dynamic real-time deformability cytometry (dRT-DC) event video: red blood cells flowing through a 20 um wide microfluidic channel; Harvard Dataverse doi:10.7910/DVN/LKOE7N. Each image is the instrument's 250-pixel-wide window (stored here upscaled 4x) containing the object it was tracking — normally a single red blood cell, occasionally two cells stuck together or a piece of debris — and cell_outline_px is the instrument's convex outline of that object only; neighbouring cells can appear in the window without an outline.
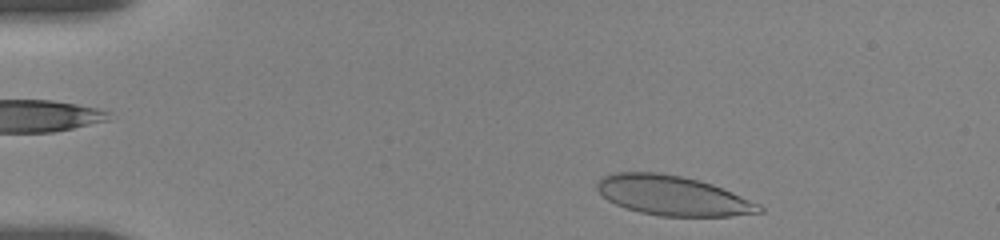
{"species": "human", "species_latin": "Homo sapiens", "temperature_condition": "room temperature", "stored_images_in_passage": 83, "camera_frame_rate_fps": 3000, "um_per_image_px": 0.085, "donor": {"sex": "female"}, "frame": {"image": 1, "passage_image": 5, "time_ms": 0.667, "image_size_px": [1000, 240], "cell_outline_px": [[764, 212], [732, 216], [660, 216], [640, 212], [624, 208], [608, 200], [596, 188], [596, 184], [604, 176], [616, 172], [660, 172], [700, 180], [712, 184], [732, 192], [760, 204], [764, 208]], "centroid_in_image_um": [57.2, 16.63], "position_along_channel_um": 27.8, "area_um2": 37.45}}
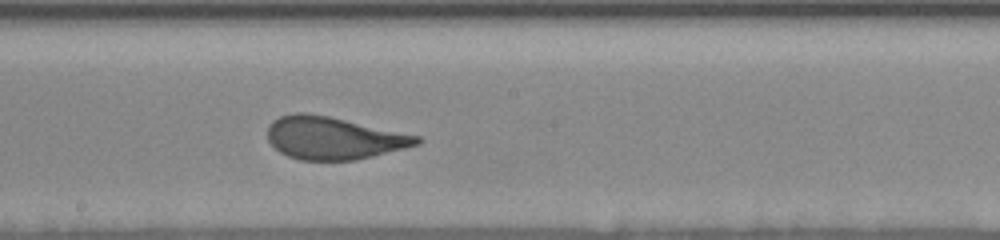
{"frame": {"image": 2, "passage_image": 55, "time_ms": 8.0, "image_size_px": [1000, 240], "cell_outline_px": [[424, 140], [420, 144], [356, 160], [300, 160], [288, 156], [280, 152], [268, 140], [268, 124], [272, 120], [280, 116], [296, 112], [304, 112], [328, 116], [420, 136]], "centroid_in_image_um": [28.34, 11.73], "position_along_channel_um": 219.9, "area_um2": 36.88}}
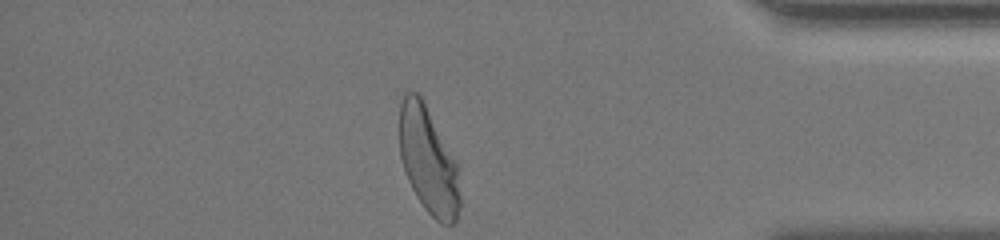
{"frame": {"image": 3, "passage_image": 81, "time_ms": 13.667, "image_size_px": [1000, 240], "cell_outline_px": [[460, 204], [456, 224], [440, 224], [424, 208], [416, 196], [408, 180], [400, 156], [400, 104], [404, 92], [416, 92], [420, 96], [456, 160], [460, 196]], "centroid_in_image_um": [36.41, 13.68], "position_along_channel_um": 398.8, "area_um2": 37.34}, "authors_computed_cell_mechanics": {"area_um2": 37.6856, "velocity_mm_per_s": 3.6292, "shape_relaxation_time_tau1_ms": 4.1954, "shape_relaxation_time_tau2_ms": null, "deformation_change_tau1": 0.1775, "deformation_change_tau2": null}}